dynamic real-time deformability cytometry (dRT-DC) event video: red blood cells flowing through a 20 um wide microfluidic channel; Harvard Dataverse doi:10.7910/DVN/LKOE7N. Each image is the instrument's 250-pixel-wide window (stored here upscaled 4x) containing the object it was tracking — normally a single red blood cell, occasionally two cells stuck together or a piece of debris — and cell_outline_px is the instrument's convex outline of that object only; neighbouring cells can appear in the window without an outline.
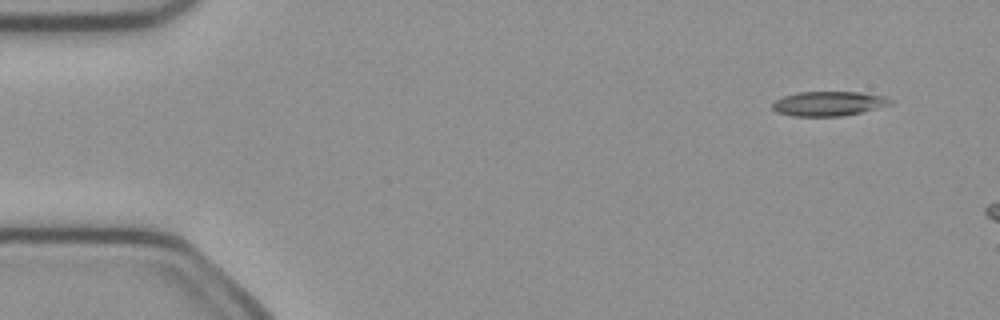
{"species": "common noctule bat (a hibernating species)", "species_latin": "Nyctalus noctula", "temperature_condition": "cold", "stored_images_in_passage": 4, "camera_frame_rate_fps": 3000, "um_per_image_px": 0.085, "animal": {"sex": "female", "body_mass_g": 21.9}, "frame": {"image": 1, "passage_image": 1, "time_ms": 0.0, "image_size_px": [1000, 320], "cell_outline_px": [[896, 100], [892, 104], [844, 116], [792, 116], [776, 112], [772, 108], [772, 104], [776, 100], [784, 96], [796, 92], [860, 92], [888, 96]], "centroid_in_image_um": [70.48, 8.8], "position_along_channel_um": 14.5, "area_um2": 17.05}}